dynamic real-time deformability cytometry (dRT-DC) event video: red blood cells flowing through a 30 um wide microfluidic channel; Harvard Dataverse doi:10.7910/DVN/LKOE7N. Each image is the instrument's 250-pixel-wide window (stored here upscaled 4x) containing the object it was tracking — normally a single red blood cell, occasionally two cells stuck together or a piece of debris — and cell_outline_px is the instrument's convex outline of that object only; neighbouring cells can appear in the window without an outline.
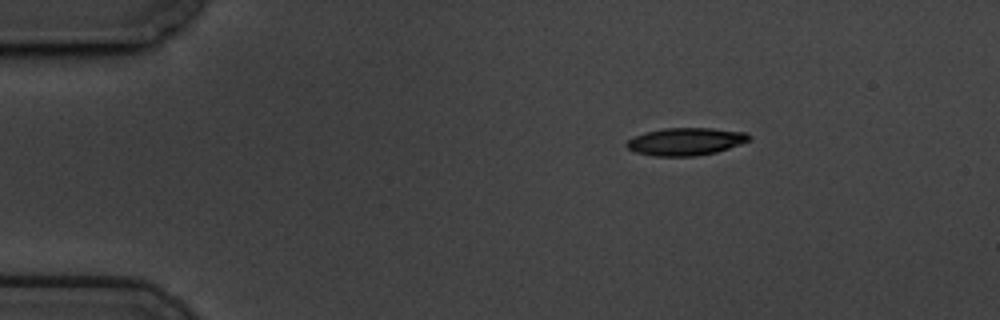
{"species": "common noctule bat (a hibernating species)", "species_latin": "Nyctalus noctula", "temperature_condition": "cold", "stored_images_in_passage": 50, "camera_frame_rate_fps": 3000, "um_per_image_px": 0.085, "animal": {"sex": "male", "body_mass_g": 19.5, "forearm_length_mm": 54.6}, "frame": {"image": 1, "passage_image": 1, "time_ms": 0.0, "image_size_px": [1000, 320], "cell_outline_px": [[752, 140], [716, 152], [696, 156], [652, 156], [636, 152], [628, 148], [624, 144], [628, 140], [644, 132], [664, 128], [712, 128], [748, 132], [752, 136]], "centroid_in_image_um": [58.32, 12.02], "position_along_channel_um": 26.7, "area_um2": 19.83}}
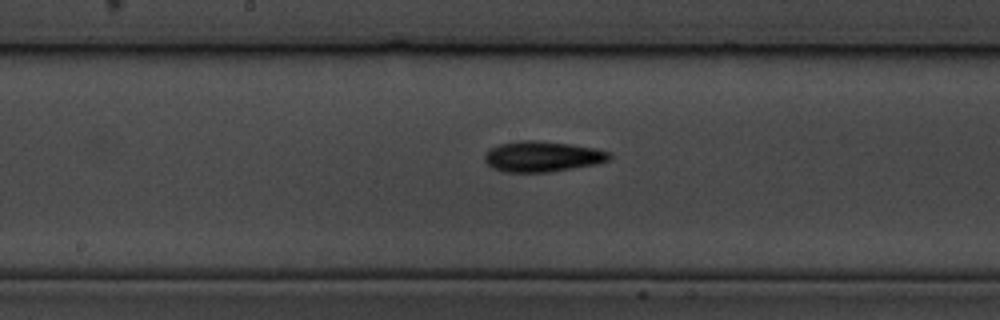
{"frame": {"image": 2, "passage_image": 22, "time_ms": 7.0, "image_size_px": [1000, 320], "cell_outline_px": [[612, 156], [608, 160], [596, 164], [548, 172], [504, 172], [492, 168], [484, 160], [484, 156], [488, 148], [500, 144], [520, 140], [536, 140], [572, 144], [596, 148], [608, 152]], "centroid_in_image_um": [46.07, 13.29], "position_along_channel_um": 202.1, "area_um2": 22.31}}
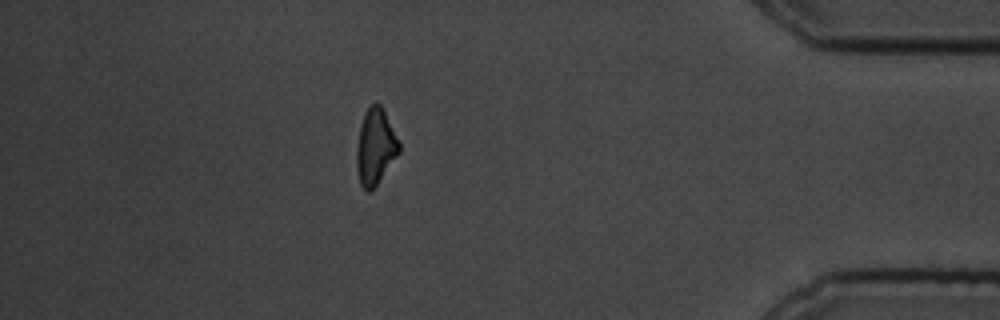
{"frame": {"image": 3, "passage_image": 43, "time_ms": 14.0, "image_size_px": [1000, 320], "cell_outline_px": [[400, 152], [376, 184], [368, 192], [360, 184], [356, 168], [356, 148], [360, 124], [364, 112], [376, 100], [380, 104], [400, 144]], "centroid_in_image_um": [31.88, 12.45], "position_along_channel_um": 403.3, "area_um2": 18.55}, "authors_computed_cell_mechanics": {"area_um2": 20.1144, "velocity_mm_per_s": 3.4454, "shape_relaxation_time_tau1_ms": 3.0667, "shape_relaxation_time_tau2_ms": null, "deformation_change_tau1": 0.1436, "deformation_change_tau2": null}}